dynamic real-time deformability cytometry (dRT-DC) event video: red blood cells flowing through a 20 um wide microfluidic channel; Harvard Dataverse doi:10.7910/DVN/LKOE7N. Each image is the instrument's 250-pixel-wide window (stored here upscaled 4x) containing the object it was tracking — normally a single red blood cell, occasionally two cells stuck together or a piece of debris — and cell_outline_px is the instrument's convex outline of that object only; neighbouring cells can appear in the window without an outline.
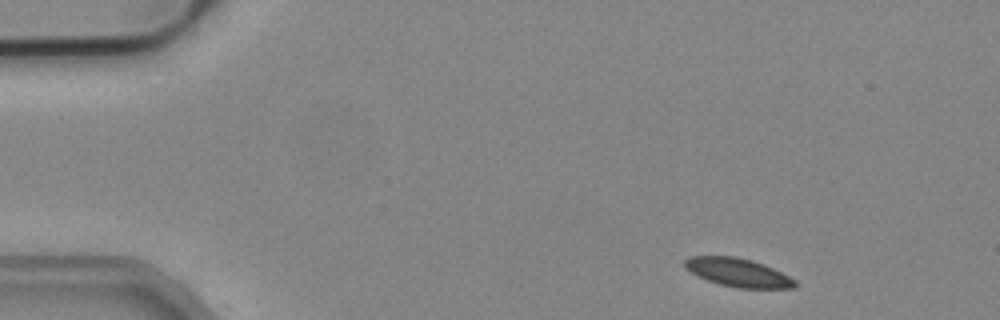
{"species": "common noctule bat (a hibernating species)", "species_latin": "Nyctalus noctula", "temperature_condition": "cold", "stored_images_in_passage": 47, "camera_frame_rate_fps": 3000, "um_per_image_px": 0.085, "animal": {"sex": "male", "body_mass_g": 19.2, "forearm_length_mm": 51.8}, "frame": {"image": 1, "passage_image": 1, "time_ms": 0.0, "image_size_px": [1000, 320], "cell_outline_px": [[796, 288], [736, 288], [720, 284], [708, 280], [684, 268], [684, 260], [688, 256], [736, 256], [752, 260], [764, 264], [796, 280]], "centroid_in_image_um": [62.72, 23.15], "position_along_channel_um": 22.3, "area_um2": 18.21}}
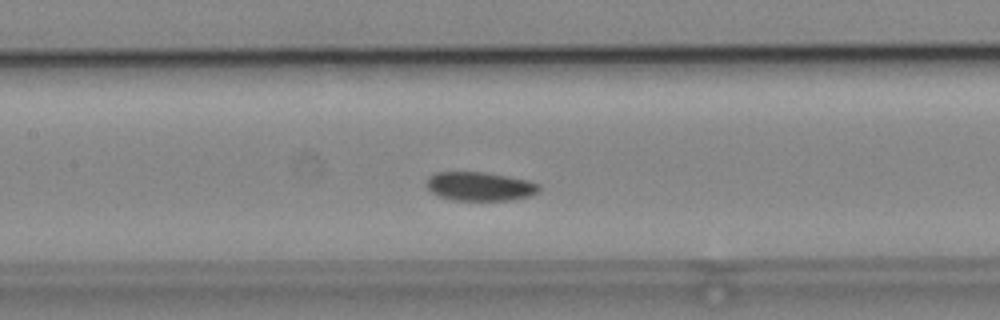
{"frame": {"image": 2, "passage_image": 19, "time_ms": 6.0, "image_size_px": [1000, 320], "cell_outline_px": [[540, 192], [528, 196], [508, 200], [452, 200], [440, 196], [432, 192], [428, 188], [428, 176], [436, 172], [484, 172], [508, 176], [528, 180], [540, 184]], "centroid_in_image_um": [40.82, 15.83], "position_along_channel_um": 166.6, "area_um2": 18.84}}
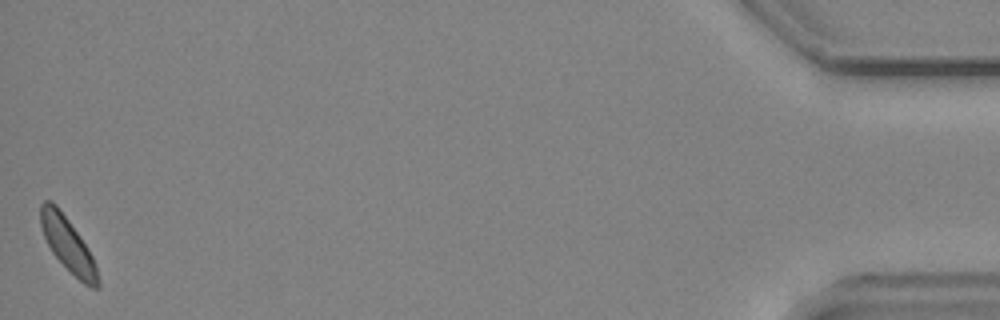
{"frame": {"image": 3, "passage_image": 47, "time_ms": 15.333, "image_size_px": [1000, 320], "cell_outline_px": [[100, 288], [92, 288], [84, 284], [52, 252], [44, 236], [40, 224], [40, 204], [44, 200], [52, 200], [56, 204], [80, 236], [88, 248], [96, 264], [100, 280]], "centroid_in_image_um": [5.78, 20.77], "position_along_channel_um": 429.4, "area_um2": 17.86}, "authors_computed_cell_mechanics": {"area_um2": 18.8428, "velocity_mm_per_s": 3.8521, "shape_relaxation_time_tau1_ms": 8.2263, "shape_relaxation_time_tau2_ms": null, "deformation_change_tau1": 0.0841, "deformation_change_tau2": null}}